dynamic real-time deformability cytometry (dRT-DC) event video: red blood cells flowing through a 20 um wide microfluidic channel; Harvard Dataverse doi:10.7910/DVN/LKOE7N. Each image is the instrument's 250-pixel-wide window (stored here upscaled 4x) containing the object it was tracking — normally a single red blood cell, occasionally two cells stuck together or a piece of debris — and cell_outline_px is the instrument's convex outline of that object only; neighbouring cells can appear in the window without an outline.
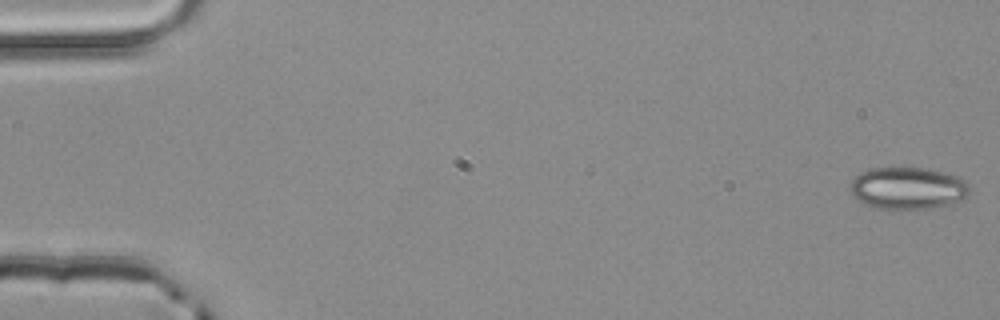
{"species": "common noctule bat (a hibernating species)", "species_latin": "Nyctalus noctula", "temperature_condition": "room temperature", "stored_images_in_passage": 4, "camera_frame_rate_fps": 3000, "um_per_image_px": 0.085, "animal": {"sex": "male", "body_mass_g": 20.4}, "frame": {"image": 1, "passage_image": 1, "time_ms": 0.0, "image_size_px": [1000, 320], "cell_outline_px": [[968, 196], [952, 204], [940, 208], [876, 208], [852, 196], [848, 188], [852, 180], [860, 172], [868, 168], [924, 168], [944, 172], [960, 176], [968, 184]], "centroid_in_image_um": [77.18, 15.98], "position_along_channel_um": 7.8, "area_um2": 29.36}}